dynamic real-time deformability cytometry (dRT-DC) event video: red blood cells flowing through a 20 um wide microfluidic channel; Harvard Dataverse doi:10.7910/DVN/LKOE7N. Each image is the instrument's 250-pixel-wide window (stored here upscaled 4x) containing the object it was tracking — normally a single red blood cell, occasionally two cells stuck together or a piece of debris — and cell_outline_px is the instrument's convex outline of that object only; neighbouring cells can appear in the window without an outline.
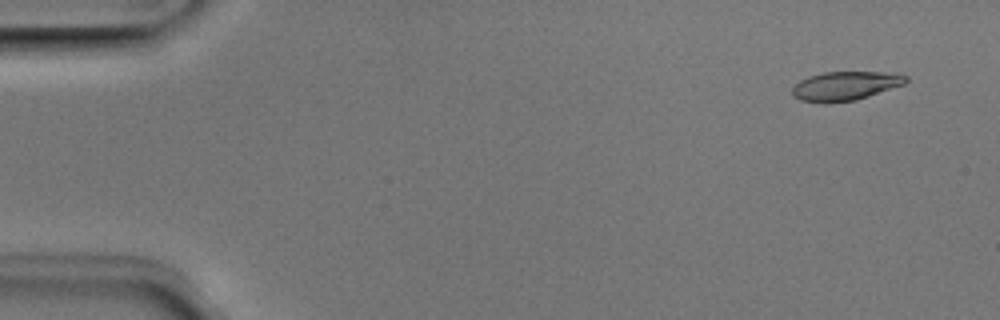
{"species": "Egyptian fruit bat (a non-hibernating species)", "species_latin": "Rousettus aegyptiacus", "temperature_condition": "room temperature", "stored_images_in_passage": 15, "camera_frame_rate_fps": 3000, "um_per_image_px": 0.085, "animal": {"sex": "male"}, "frame": {"image": 1, "passage_image": 3, "time_ms": 0.667, "image_size_px": [1000, 320], "cell_outline_px": [[908, 80], [904, 84], [856, 100], [824, 104], [800, 100], [792, 96], [792, 88], [800, 80], [808, 76], [824, 72], [880, 72], [908, 76]], "centroid_in_image_um": [71.79, 7.32], "position_along_channel_um": 13.2, "area_um2": 19.19}}
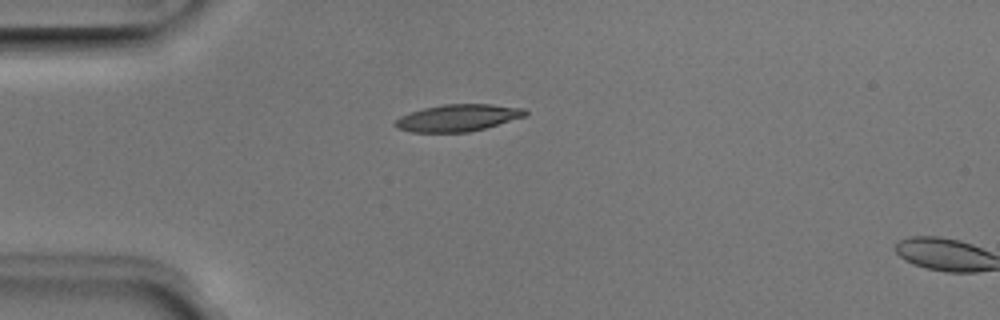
{"frame": {"image": 2, "passage_image": 13, "time_ms": 4.0, "image_size_px": [1000, 320], "cell_outline_px": [[528, 116], [484, 128], [468, 132], [412, 132], [396, 128], [392, 124], [400, 116], [424, 108], [444, 104], [492, 104], [524, 108], [528, 112]], "centroid_in_image_um": [38.94, 10.01], "position_along_channel_um": 46.1, "area_um2": 20.46}}